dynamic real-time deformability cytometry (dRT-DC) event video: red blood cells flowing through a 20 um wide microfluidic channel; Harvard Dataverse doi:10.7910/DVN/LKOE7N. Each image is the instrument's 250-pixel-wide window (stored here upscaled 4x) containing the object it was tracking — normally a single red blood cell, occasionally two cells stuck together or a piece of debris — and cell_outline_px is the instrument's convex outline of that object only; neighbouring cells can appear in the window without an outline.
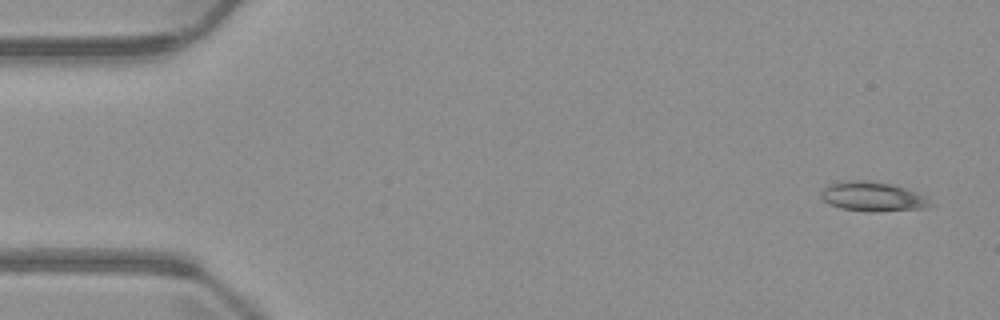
{"species": "common noctule bat (a hibernating species)", "species_latin": "Nyctalus noctula", "temperature_condition": "warm", "stored_images_in_passage": 6, "camera_frame_rate_fps": 3000, "um_per_image_px": 0.085, "animal": {"sex": "male", "body_mass_g": 23.1, "forearm_length_mm": 52.7}, "frame": {"image": 1, "passage_image": 1, "time_ms": 0.0, "image_size_px": [1000, 320], "cell_outline_px": [[936, 204], [924, 208], [872, 212], [840, 208], [828, 204], [820, 196], [820, 192], [828, 184], [844, 180], [872, 180], [892, 184], [904, 188], [924, 196]], "centroid_in_image_um": [74.15, 16.7], "position_along_channel_um": 10.9, "area_um2": 18.9}}
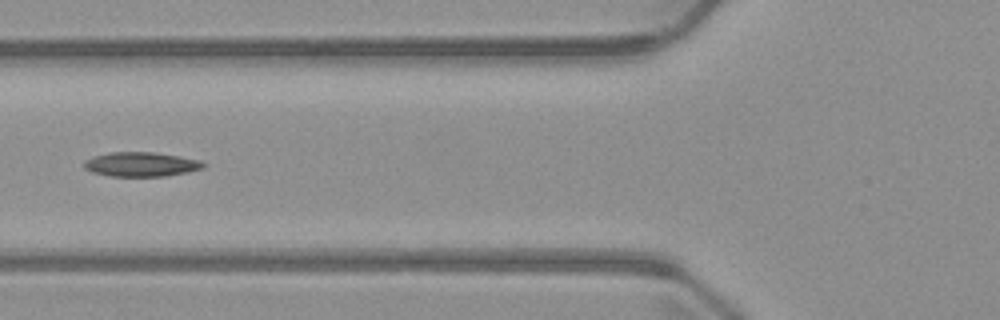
{"frame": {"image": 2, "passage_image": 6, "time_ms": 5.667, "image_size_px": [1000, 320], "cell_outline_px": [[208, 164], [204, 168], [188, 172], [164, 176], [108, 176], [92, 172], [84, 168], [84, 160], [92, 156], [108, 152], [156, 152], [180, 156], [200, 160]], "centroid_in_image_um": [12.0, 13.96], "position_along_channel_um": 113.8, "area_um2": 17.22}}